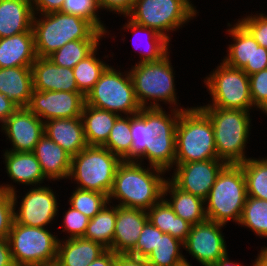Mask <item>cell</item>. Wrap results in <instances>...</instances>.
Wrapping results in <instances>:
<instances>
[{
	"label": "cell",
	"instance_id": "obj_7",
	"mask_svg": "<svg viewBox=\"0 0 267 266\" xmlns=\"http://www.w3.org/2000/svg\"><path fill=\"white\" fill-rule=\"evenodd\" d=\"M247 198L246 180L240 164H226L205 199L207 220L226 225L239 223Z\"/></svg>",
	"mask_w": 267,
	"mask_h": 266
},
{
	"label": "cell",
	"instance_id": "obj_24",
	"mask_svg": "<svg viewBox=\"0 0 267 266\" xmlns=\"http://www.w3.org/2000/svg\"><path fill=\"white\" fill-rule=\"evenodd\" d=\"M36 58L33 31L0 38V68L31 67Z\"/></svg>",
	"mask_w": 267,
	"mask_h": 266
},
{
	"label": "cell",
	"instance_id": "obj_8",
	"mask_svg": "<svg viewBox=\"0 0 267 266\" xmlns=\"http://www.w3.org/2000/svg\"><path fill=\"white\" fill-rule=\"evenodd\" d=\"M122 160L104 146H87L71 157L68 179L76 188L96 191L109 196L115 173ZM76 182V183H75Z\"/></svg>",
	"mask_w": 267,
	"mask_h": 266
},
{
	"label": "cell",
	"instance_id": "obj_37",
	"mask_svg": "<svg viewBox=\"0 0 267 266\" xmlns=\"http://www.w3.org/2000/svg\"><path fill=\"white\" fill-rule=\"evenodd\" d=\"M238 226L249 228L261 239L267 238V200L247 196Z\"/></svg>",
	"mask_w": 267,
	"mask_h": 266
},
{
	"label": "cell",
	"instance_id": "obj_14",
	"mask_svg": "<svg viewBox=\"0 0 267 266\" xmlns=\"http://www.w3.org/2000/svg\"><path fill=\"white\" fill-rule=\"evenodd\" d=\"M229 27V28H228ZM232 42L221 61L226 65L242 69L248 76L267 69V49L260 46L252 34L237 20L226 29Z\"/></svg>",
	"mask_w": 267,
	"mask_h": 266
},
{
	"label": "cell",
	"instance_id": "obj_33",
	"mask_svg": "<svg viewBox=\"0 0 267 266\" xmlns=\"http://www.w3.org/2000/svg\"><path fill=\"white\" fill-rule=\"evenodd\" d=\"M183 242L158 229V243L145 258L151 266H174L184 260Z\"/></svg>",
	"mask_w": 267,
	"mask_h": 266
},
{
	"label": "cell",
	"instance_id": "obj_41",
	"mask_svg": "<svg viewBox=\"0 0 267 266\" xmlns=\"http://www.w3.org/2000/svg\"><path fill=\"white\" fill-rule=\"evenodd\" d=\"M16 188L11 183H0V238H8L14 222L12 192Z\"/></svg>",
	"mask_w": 267,
	"mask_h": 266
},
{
	"label": "cell",
	"instance_id": "obj_45",
	"mask_svg": "<svg viewBox=\"0 0 267 266\" xmlns=\"http://www.w3.org/2000/svg\"><path fill=\"white\" fill-rule=\"evenodd\" d=\"M250 95L258 111L267 101V69L249 75Z\"/></svg>",
	"mask_w": 267,
	"mask_h": 266
},
{
	"label": "cell",
	"instance_id": "obj_50",
	"mask_svg": "<svg viewBox=\"0 0 267 266\" xmlns=\"http://www.w3.org/2000/svg\"><path fill=\"white\" fill-rule=\"evenodd\" d=\"M0 266H15L7 238H0Z\"/></svg>",
	"mask_w": 267,
	"mask_h": 266
},
{
	"label": "cell",
	"instance_id": "obj_23",
	"mask_svg": "<svg viewBox=\"0 0 267 266\" xmlns=\"http://www.w3.org/2000/svg\"><path fill=\"white\" fill-rule=\"evenodd\" d=\"M3 159L8 177L13 183L37 187L42 186L45 177L39 161L33 152H12L4 150Z\"/></svg>",
	"mask_w": 267,
	"mask_h": 266
},
{
	"label": "cell",
	"instance_id": "obj_11",
	"mask_svg": "<svg viewBox=\"0 0 267 266\" xmlns=\"http://www.w3.org/2000/svg\"><path fill=\"white\" fill-rule=\"evenodd\" d=\"M48 228L13 222L8 242L15 266H38L56 262L59 238Z\"/></svg>",
	"mask_w": 267,
	"mask_h": 266
},
{
	"label": "cell",
	"instance_id": "obj_48",
	"mask_svg": "<svg viewBox=\"0 0 267 266\" xmlns=\"http://www.w3.org/2000/svg\"><path fill=\"white\" fill-rule=\"evenodd\" d=\"M114 266H151L145 258L129 254H117Z\"/></svg>",
	"mask_w": 267,
	"mask_h": 266
},
{
	"label": "cell",
	"instance_id": "obj_4",
	"mask_svg": "<svg viewBox=\"0 0 267 266\" xmlns=\"http://www.w3.org/2000/svg\"><path fill=\"white\" fill-rule=\"evenodd\" d=\"M169 51L157 61L135 63L128 70L132 79L135 96L142 108H163L161 102L168 108L185 110L181 107L175 87V72ZM149 102V103H148ZM179 104V105H178ZM181 107V108H180Z\"/></svg>",
	"mask_w": 267,
	"mask_h": 266
},
{
	"label": "cell",
	"instance_id": "obj_16",
	"mask_svg": "<svg viewBox=\"0 0 267 266\" xmlns=\"http://www.w3.org/2000/svg\"><path fill=\"white\" fill-rule=\"evenodd\" d=\"M85 95L81 91H38L33 89L27 108L43 122L81 117Z\"/></svg>",
	"mask_w": 267,
	"mask_h": 266
},
{
	"label": "cell",
	"instance_id": "obj_15",
	"mask_svg": "<svg viewBox=\"0 0 267 266\" xmlns=\"http://www.w3.org/2000/svg\"><path fill=\"white\" fill-rule=\"evenodd\" d=\"M225 225L206 220L191 226L188 237L183 242L184 249L201 266L214 265L228 253L222 228Z\"/></svg>",
	"mask_w": 267,
	"mask_h": 266
},
{
	"label": "cell",
	"instance_id": "obj_6",
	"mask_svg": "<svg viewBox=\"0 0 267 266\" xmlns=\"http://www.w3.org/2000/svg\"><path fill=\"white\" fill-rule=\"evenodd\" d=\"M218 158L214 129L208 115L197 105L182 110L176 126L175 163Z\"/></svg>",
	"mask_w": 267,
	"mask_h": 266
},
{
	"label": "cell",
	"instance_id": "obj_47",
	"mask_svg": "<svg viewBox=\"0 0 267 266\" xmlns=\"http://www.w3.org/2000/svg\"><path fill=\"white\" fill-rule=\"evenodd\" d=\"M64 0H31L34 14H46L60 11Z\"/></svg>",
	"mask_w": 267,
	"mask_h": 266
},
{
	"label": "cell",
	"instance_id": "obj_29",
	"mask_svg": "<svg viewBox=\"0 0 267 266\" xmlns=\"http://www.w3.org/2000/svg\"><path fill=\"white\" fill-rule=\"evenodd\" d=\"M120 29L124 31L128 30L129 32L131 30V33H132L131 35H133L132 41H134L135 39L139 40V38L143 36H144V39L145 37L147 39V40L146 39L144 40L146 45L143 43L145 46L142 43H140L141 45L140 44L135 45L139 43L140 40L139 41L137 40L138 41V42L136 41L137 43L132 42L135 45V46L133 45L135 49V53L136 51H138L139 52L138 55L140 54L139 55L140 58L138 59L139 61L135 63L151 62V61L160 60L170 51L169 49L170 41L167 38H165L162 34L158 33L155 29L137 24L129 18L127 22H125V24ZM141 33H144V35ZM138 36L140 37L138 38ZM144 41L142 40L141 42H144Z\"/></svg>",
	"mask_w": 267,
	"mask_h": 266
},
{
	"label": "cell",
	"instance_id": "obj_10",
	"mask_svg": "<svg viewBox=\"0 0 267 266\" xmlns=\"http://www.w3.org/2000/svg\"><path fill=\"white\" fill-rule=\"evenodd\" d=\"M108 65L94 87L86 94L85 104L118 115H134L141 110L128 70Z\"/></svg>",
	"mask_w": 267,
	"mask_h": 266
},
{
	"label": "cell",
	"instance_id": "obj_20",
	"mask_svg": "<svg viewBox=\"0 0 267 266\" xmlns=\"http://www.w3.org/2000/svg\"><path fill=\"white\" fill-rule=\"evenodd\" d=\"M148 221L145 210L117 206L113 251L117 254H128L135 247Z\"/></svg>",
	"mask_w": 267,
	"mask_h": 266
},
{
	"label": "cell",
	"instance_id": "obj_3",
	"mask_svg": "<svg viewBox=\"0 0 267 266\" xmlns=\"http://www.w3.org/2000/svg\"><path fill=\"white\" fill-rule=\"evenodd\" d=\"M32 30L37 57H48L70 41L107 37L86 19L60 11L34 14Z\"/></svg>",
	"mask_w": 267,
	"mask_h": 266
},
{
	"label": "cell",
	"instance_id": "obj_39",
	"mask_svg": "<svg viewBox=\"0 0 267 266\" xmlns=\"http://www.w3.org/2000/svg\"><path fill=\"white\" fill-rule=\"evenodd\" d=\"M68 203L73 209L80 211L91 219L109 203V197L100 192L75 187L71 192Z\"/></svg>",
	"mask_w": 267,
	"mask_h": 266
},
{
	"label": "cell",
	"instance_id": "obj_21",
	"mask_svg": "<svg viewBox=\"0 0 267 266\" xmlns=\"http://www.w3.org/2000/svg\"><path fill=\"white\" fill-rule=\"evenodd\" d=\"M44 134L61 146L71 157L88 146L81 117L48 120L44 122Z\"/></svg>",
	"mask_w": 267,
	"mask_h": 266
},
{
	"label": "cell",
	"instance_id": "obj_55",
	"mask_svg": "<svg viewBox=\"0 0 267 266\" xmlns=\"http://www.w3.org/2000/svg\"><path fill=\"white\" fill-rule=\"evenodd\" d=\"M264 113L267 116V101L263 104V106L258 110Z\"/></svg>",
	"mask_w": 267,
	"mask_h": 266
},
{
	"label": "cell",
	"instance_id": "obj_35",
	"mask_svg": "<svg viewBox=\"0 0 267 266\" xmlns=\"http://www.w3.org/2000/svg\"><path fill=\"white\" fill-rule=\"evenodd\" d=\"M100 44V40L70 41L47 58L57 66L73 69L76 64L89 56Z\"/></svg>",
	"mask_w": 267,
	"mask_h": 266
},
{
	"label": "cell",
	"instance_id": "obj_30",
	"mask_svg": "<svg viewBox=\"0 0 267 266\" xmlns=\"http://www.w3.org/2000/svg\"><path fill=\"white\" fill-rule=\"evenodd\" d=\"M120 115L84 104L81 118L84 136L89 146H103Z\"/></svg>",
	"mask_w": 267,
	"mask_h": 266
},
{
	"label": "cell",
	"instance_id": "obj_1",
	"mask_svg": "<svg viewBox=\"0 0 267 266\" xmlns=\"http://www.w3.org/2000/svg\"><path fill=\"white\" fill-rule=\"evenodd\" d=\"M141 108L130 115L132 144L124 162L147 160L149 166L171 172L175 166L176 126L182 110Z\"/></svg>",
	"mask_w": 267,
	"mask_h": 266
},
{
	"label": "cell",
	"instance_id": "obj_26",
	"mask_svg": "<svg viewBox=\"0 0 267 266\" xmlns=\"http://www.w3.org/2000/svg\"><path fill=\"white\" fill-rule=\"evenodd\" d=\"M31 0H0V38L33 31Z\"/></svg>",
	"mask_w": 267,
	"mask_h": 266
},
{
	"label": "cell",
	"instance_id": "obj_36",
	"mask_svg": "<svg viewBox=\"0 0 267 266\" xmlns=\"http://www.w3.org/2000/svg\"><path fill=\"white\" fill-rule=\"evenodd\" d=\"M99 46L84 60L80 61L73 68L74 77L78 89L86 96V94L94 87L99 80L101 73L109 65L106 60L99 59L96 55Z\"/></svg>",
	"mask_w": 267,
	"mask_h": 266
},
{
	"label": "cell",
	"instance_id": "obj_31",
	"mask_svg": "<svg viewBox=\"0 0 267 266\" xmlns=\"http://www.w3.org/2000/svg\"><path fill=\"white\" fill-rule=\"evenodd\" d=\"M147 213L148 220L161 232L167 233L182 242L188 237L192 225L177 216L164 198L155 203Z\"/></svg>",
	"mask_w": 267,
	"mask_h": 266
},
{
	"label": "cell",
	"instance_id": "obj_2",
	"mask_svg": "<svg viewBox=\"0 0 267 266\" xmlns=\"http://www.w3.org/2000/svg\"><path fill=\"white\" fill-rule=\"evenodd\" d=\"M165 173L162 169L144 166L143 163L122 161L115 173L108 196L109 203L148 211L163 198L164 185L168 179Z\"/></svg>",
	"mask_w": 267,
	"mask_h": 266
},
{
	"label": "cell",
	"instance_id": "obj_9",
	"mask_svg": "<svg viewBox=\"0 0 267 266\" xmlns=\"http://www.w3.org/2000/svg\"><path fill=\"white\" fill-rule=\"evenodd\" d=\"M190 0H135L131 11L123 17L155 29L171 42L174 31L184 27L199 12Z\"/></svg>",
	"mask_w": 267,
	"mask_h": 266
},
{
	"label": "cell",
	"instance_id": "obj_18",
	"mask_svg": "<svg viewBox=\"0 0 267 266\" xmlns=\"http://www.w3.org/2000/svg\"><path fill=\"white\" fill-rule=\"evenodd\" d=\"M0 127L12 143L5 150L12 152H33L44 134V122L27 107L18 108Z\"/></svg>",
	"mask_w": 267,
	"mask_h": 266
},
{
	"label": "cell",
	"instance_id": "obj_43",
	"mask_svg": "<svg viewBox=\"0 0 267 266\" xmlns=\"http://www.w3.org/2000/svg\"><path fill=\"white\" fill-rule=\"evenodd\" d=\"M237 20L252 34L260 46L267 49V15L265 13H251Z\"/></svg>",
	"mask_w": 267,
	"mask_h": 266
},
{
	"label": "cell",
	"instance_id": "obj_52",
	"mask_svg": "<svg viewBox=\"0 0 267 266\" xmlns=\"http://www.w3.org/2000/svg\"><path fill=\"white\" fill-rule=\"evenodd\" d=\"M259 251L255 256L254 266H267V246L264 245Z\"/></svg>",
	"mask_w": 267,
	"mask_h": 266
},
{
	"label": "cell",
	"instance_id": "obj_22",
	"mask_svg": "<svg viewBox=\"0 0 267 266\" xmlns=\"http://www.w3.org/2000/svg\"><path fill=\"white\" fill-rule=\"evenodd\" d=\"M33 153L50 183L68 179L71 170V156L45 134L39 139Z\"/></svg>",
	"mask_w": 267,
	"mask_h": 266
},
{
	"label": "cell",
	"instance_id": "obj_12",
	"mask_svg": "<svg viewBox=\"0 0 267 266\" xmlns=\"http://www.w3.org/2000/svg\"><path fill=\"white\" fill-rule=\"evenodd\" d=\"M204 84L212 100L203 106L244 111L256 109L250 95L249 76L242 69L230 67L221 61L204 78Z\"/></svg>",
	"mask_w": 267,
	"mask_h": 266
},
{
	"label": "cell",
	"instance_id": "obj_19",
	"mask_svg": "<svg viewBox=\"0 0 267 266\" xmlns=\"http://www.w3.org/2000/svg\"><path fill=\"white\" fill-rule=\"evenodd\" d=\"M33 89L38 91H80L73 69L57 66L47 57H37L31 66Z\"/></svg>",
	"mask_w": 267,
	"mask_h": 266
},
{
	"label": "cell",
	"instance_id": "obj_27",
	"mask_svg": "<svg viewBox=\"0 0 267 266\" xmlns=\"http://www.w3.org/2000/svg\"><path fill=\"white\" fill-rule=\"evenodd\" d=\"M107 249L101 244L83 237L59 239L58 266H87Z\"/></svg>",
	"mask_w": 267,
	"mask_h": 266
},
{
	"label": "cell",
	"instance_id": "obj_49",
	"mask_svg": "<svg viewBox=\"0 0 267 266\" xmlns=\"http://www.w3.org/2000/svg\"><path fill=\"white\" fill-rule=\"evenodd\" d=\"M19 107L0 93V124L4 123Z\"/></svg>",
	"mask_w": 267,
	"mask_h": 266
},
{
	"label": "cell",
	"instance_id": "obj_51",
	"mask_svg": "<svg viewBox=\"0 0 267 266\" xmlns=\"http://www.w3.org/2000/svg\"><path fill=\"white\" fill-rule=\"evenodd\" d=\"M116 257L117 253L112 250H106L102 255L87 266H114Z\"/></svg>",
	"mask_w": 267,
	"mask_h": 266
},
{
	"label": "cell",
	"instance_id": "obj_40",
	"mask_svg": "<svg viewBox=\"0 0 267 266\" xmlns=\"http://www.w3.org/2000/svg\"><path fill=\"white\" fill-rule=\"evenodd\" d=\"M99 4L97 0H64L60 12L78 16L91 22L99 31L109 37L110 32L106 24L99 17ZM103 22V23H102Z\"/></svg>",
	"mask_w": 267,
	"mask_h": 266
},
{
	"label": "cell",
	"instance_id": "obj_25",
	"mask_svg": "<svg viewBox=\"0 0 267 266\" xmlns=\"http://www.w3.org/2000/svg\"><path fill=\"white\" fill-rule=\"evenodd\" d=\"M167 195H170L169 199ZM163 198L177 216L189 222L191 225L202 223L207 220L205 200L199 196L181 190L169 177L164 185Z\"/></svg>",
	"mask_w": 267,
	"mask_h": 266
},
{
	"label": "cell",
	"instance_id": "obj_44",
	"mask_svg": "<svg viewBox=\"0 0 267 266\" xmlns=\"http://www.w3.org/2000/svg\"><path fill=\"white\" fill-rule=\"evenodd\" d=\"M158 243V228L148 221L139 236L135 247L128 253L140 258H146Z\"/></svg>",
	"mask_w": 267,
	"mask_h": 266
},
{
	"label": "cell",
	"instance_id": "obj_56",
	"mask_svg": "<svg viewBox=\"0 0 267 266\" xmlns=\"http://www.w3.org/2000/svg\"><path fill=\"white\" fill-rule=\"evenodd\" d=\"M38 266H58V264L56 262H54V263H49V264H41Z\"/></svg>",
	"mask_w": 267,
	"mask_h": 266
},
{
	"label": "cell",
	"instance_id": "obj_46",
	"mask_svg": "<svg viewBox=\"0 0 267 266\" xmlns=\"http://www.w3.org/2000/svg\"><path fill=\"white\" fill-rule=\"evenodd\" d=\"M100 13L102 10H107L110 13L126 16L132 9L135 0H97ZM121 14V15H119Z\"/></svg>",
	"mask_w": 267,
	"mask_h": 266
},
{
	"label": "cell",
	"instance_id": "obj_5",
	"mask_svg": "<svg viewBox=\"0 0 267 266\" xmlns=\"http://www.w3.org/2000/svg\"><path fill=\"white\" fill-rule=\"evenodd\" d=\"M209 117L213 129L217 157L226 164L246 161V146L251 134V111L199 106Z\"/></svg>",
	"mask_w": 267,
	"mask_h": 266
},
{
	"label": "cell",
	"instance_id": "obj_28",
	"mask_svg": "<svg viewBox=\"0 0 267 266\" xmlns=\"http://www.w3.org/2000/svg\"><path fill=\"white\" fill-rule=\"evenodd\" d=\"M32 92L31 67L0 68V93L19 108L28 106Z\"/></svg>",
	"mask_w": 267,
	"mask_h": 266
},
{
	"label": "cell",
	"instance_id": "obj_53",
	"mask_svg": "<svg viewBox=\"0 0 267 266\" xmlns=\"http://www.w3.org/2000/svg\"><path fill=\"white\" fill-rule=\"evenodd\" d=\"M211 266H245V265H243V263L241 264L240 262L237 263L235 262V260L233 262L232 260L229 259V256L227 253L225 256L221 257L214 265H211ZM252 266H254V260H253Z\"/></svg>",
	"mask_w": 267,
	"mask_h": 266
},
{
	"label": "cell",
	"instance_id": "obj_42",
	"mask_svg": "<svg viewBox=\"0 0 267 266\" xmlns=\"http://www.w3.org/2000/svg\"><path fill=\"white\" fill-rule=\"evenodd\" d=\"M64 212L63 226L61 225L60 228L62 227V232H65V235L66 233L68 234L66 238L83 237L90 218L80 211L73 209L71 206Z\"/></svg>",
	"mask_w": 267,
	"mask_h": 266
},
{
	"label": "cell",
	"instance_id": "obj_13",
	"mask_svg": "<svg viewBox=\"0 0 267 266\" xmlns=\"http://www.w3.org/2000/svg\"><path fill=\"white\" fill-rule=\"evenodd\" d=\"M51 188L48 185L30 187L23 196L17 195L20 191L15 189L12 192L14 222L39 228H48L49 224L52 225L59 214L60 203L57 200V193ZM20 197H22L21 202H18Z\"/></svg>",
	"mask_w": 267,
	"mask_h": 266
},
{
	"label": "cell",
	"instance_id": "obj_32",
	"mask_svg": "<svg viewBox=\"0 0 267 266\" xmlns=\"http://www.w3.org/2000/svg\"><path fill=\"white\" fill-rule=\"evenodd\" d=\"M116 217L117 205L108 203L101 211L89 220L83 238L99 243L107 250L113 251Z\"/></svg>",
	"mask_w": 267,
	"mask_h": 266
},
{
	"label": "cell",
	"instance_id": "obj_38",
	"mask_svg": "<svg viewBox=\"0 0 267 266\" xmlns=\"http://www.w3.org/2000/svg\"><path fill=\"white\" fill-rule=\"evenodd\" d=\"M131 144L130 115H120L103 146L123 160L129 154Z\"/></svg>",
	"mask_w": 267,
	"mask_h": 266
},
{
	"label": "cell",
	"instance_id": "obj_17",
	"mask_svg": "<svg viewBox=\"0 0 267 266\" xmlns=\"http://www.w3.org/2000/svg\"><path fill=\"white\" fill-rule=\"evenodd\" d=\"M226 165L218 158L189 163H175L169 179L181 190L206 199L217 175Z\"/></svg>",
	"mask_w": 267,
	"mask_h": 266
},
{
	"label": "cell",
	"instance_id": "obj_34",
	"mask_svg": "<svg viewBox=\"0 0 267 266\" xmlns=\"http://www.w3.org/2000/svg\"><path fill=\"white\" fill-rule=\"evenodd\" d=\"M240 165L246 180L247 196L267 200V157H249Z\"/></svg>",
	"mask_w": 267,
	"mask_h": 266
},
{
	"label": "cell",
	"instance_id": "obj_54",
	"mask_svg": "<svg viewBox=\"0 0 267 266\" xmlns=\"http://www.w3.org/2000/svg\"><path fill=\"white\" fill-rule=\"evenodd\" d=\"M189 260L187 259V257H184V260L181 262H178L176 265L174 266H192V264H190V262H188Z\"/></svg>",
	"mask_w": 267,
	"mask_h": 266
}]
</instances>
